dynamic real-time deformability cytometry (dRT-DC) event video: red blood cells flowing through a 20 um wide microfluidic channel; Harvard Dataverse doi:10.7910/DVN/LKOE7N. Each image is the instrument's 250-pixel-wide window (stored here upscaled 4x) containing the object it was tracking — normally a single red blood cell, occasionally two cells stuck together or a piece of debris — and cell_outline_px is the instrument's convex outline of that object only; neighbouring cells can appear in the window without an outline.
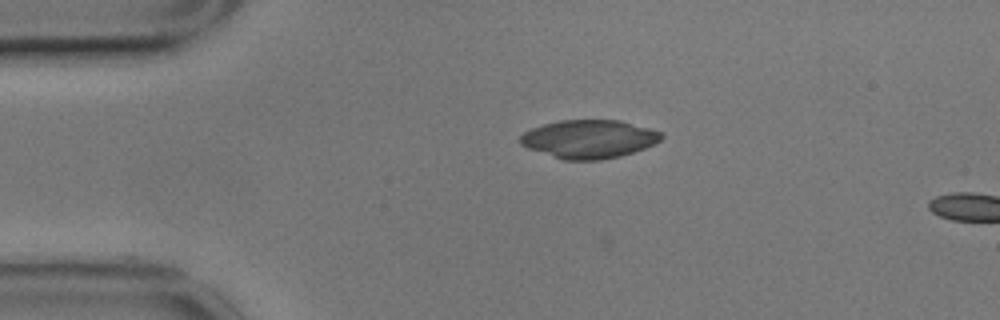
{"species": "common noctule bat (a hibernating species)", "species_latin": "Nyctalus noctula", "temperature_condition": "cold", "stored_images_in_passage": 5, "camera_frame_rate_fps": 3000, "um_per_image_px": 0.085, "animal": {"sex": "male", "body_mass_g": 17.9}, "frame": {"image": 1, "passage_image": 2, "time_ms": 0.333, "image_size_px": [1000, 320], "cell_outline_px": [[664, 136], [660, 140], [644, 148], [620, 156], [600, 160], [564, 160], [528, 148], [520, 144], [520, 136], [524, 132], [532, 128], [544, 124], [560, 120], [620, 120], [648, 128], [660, 132]], "centroid_in_image_um": [50.04, 11.82], "position_along_channel_um": 35.0, "area_um2": 31.27}}